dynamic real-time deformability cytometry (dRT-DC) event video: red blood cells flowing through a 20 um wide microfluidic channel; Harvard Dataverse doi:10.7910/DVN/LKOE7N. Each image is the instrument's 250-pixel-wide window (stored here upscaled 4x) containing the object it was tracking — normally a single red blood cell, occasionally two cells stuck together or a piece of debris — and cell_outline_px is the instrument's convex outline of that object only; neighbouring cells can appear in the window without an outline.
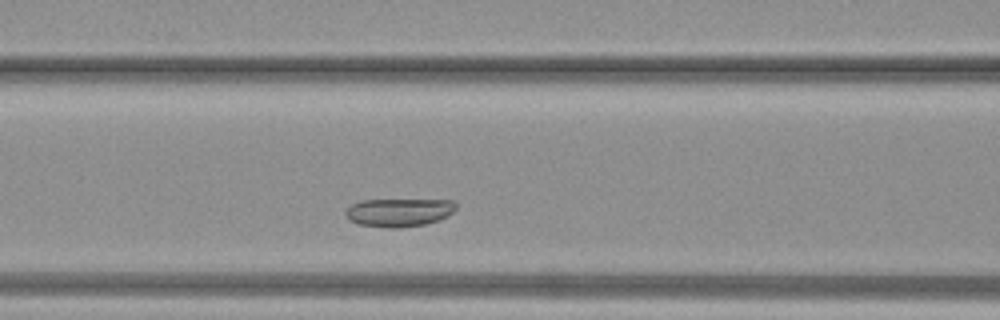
{"species": "common noctule bat (a hibernating species)", "species_latin": "Nyctalus noctula", "temperature_condition": "warm", "stored_images_in_passage": 33, "camera_frame_rate_fps": 3000, "um_per_image_px": 0.085, "animal": {"sex": "female", "body_mass_g": 19.3, "forearm_length_mm": 54.1}, "frame": {"image": 1, "passage_image": 17, "time_ms": 5.333, "image_size_px": [1000, 320], "cell_outline_px": [[456, 208], [448, 216], [440, 220], [424, 224], [400, 228], [388, 228], [360, 224], [348, 220], [344, 212], [352, 204], [364, 200], [456, 200]], "centroid_in_image_um": [33.93, 18.05], "position_along_channel_um": 132.7, "area_um2": 18.21}}
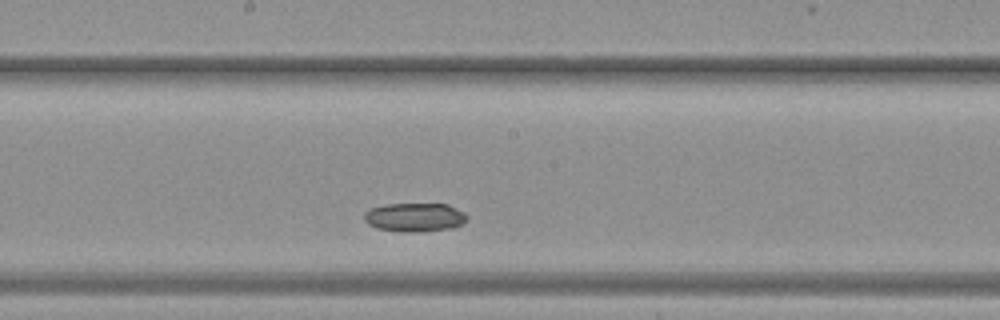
{"frame": {"image": 2, "passage_image": 22, "time_ms": 7.0, "image_size_px": [1000, 320], "cell_outline_px": [[468, 220], [452, 228], [416, 232], [400, 232], [376, 228], [368, 224], [364, 220], [364, 212], [368, 208], [384, 204], [448, 204], [464, 212], [468, 216]], "centroid_in_image_um": [35.22, 18.46], "position_along_channel_um": 213.0, "area_um2": 17.46}}
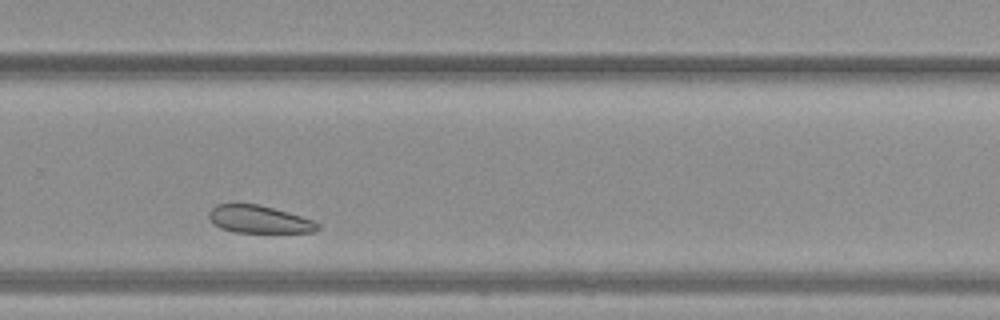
{"frame": {"image": 3, "passage_image": 28, "time_ms": 9.0, "image_size_px": [1000, 320], "cell_outline_px": [[320, 228], [316, 232], [236, 232], [220, 228], [212, 224], [208, 220], [208, 212], [216, 204], [256, 204], [288, 212], [312, 220], [320, 224]], "centroid_in_image_um": [21.98, 18.65], "position_along_channel_um": 307.8, "area_um2": 17.46}}